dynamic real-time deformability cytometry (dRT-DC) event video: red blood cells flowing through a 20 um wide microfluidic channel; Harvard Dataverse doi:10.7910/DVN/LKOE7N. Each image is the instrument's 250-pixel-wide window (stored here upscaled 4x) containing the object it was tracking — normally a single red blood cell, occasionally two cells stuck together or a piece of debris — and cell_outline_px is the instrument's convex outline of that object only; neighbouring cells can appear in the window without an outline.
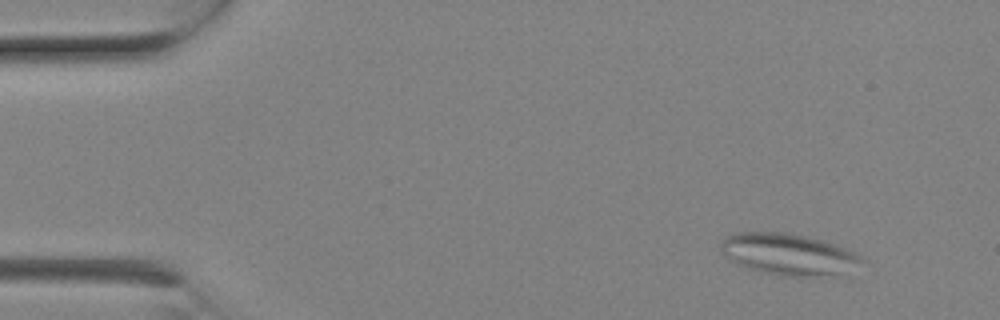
{"species": "Egyptian fruit bat (a non-hibernating species)", "species_latin": "Rousettus aegyptiacus", "temperature_condition": "room temperature", "stored_images_in_passage": 5, "camera_frame_rate_fps": 3000, "um_per_image_px": 0.085, "animal": {"sex": "female"}, "frame": {"image": 1, "passage_image": 1, "time_ms": 0.0, "image_size_px": [1000, 320], "cell_outline_px": [[864, 260], [848, 276], [780, 276], [748, 268], [724, 256], [720, 248], [720, 244], [728, 236], [736, 232], [784, 232], [804, 236], [820, 240], [844, 248], [860, 256]], "centroid_in_image_um": [67.08, 21.64], "position_along_channel_um": 17.9, "area_um2": 34.1}}